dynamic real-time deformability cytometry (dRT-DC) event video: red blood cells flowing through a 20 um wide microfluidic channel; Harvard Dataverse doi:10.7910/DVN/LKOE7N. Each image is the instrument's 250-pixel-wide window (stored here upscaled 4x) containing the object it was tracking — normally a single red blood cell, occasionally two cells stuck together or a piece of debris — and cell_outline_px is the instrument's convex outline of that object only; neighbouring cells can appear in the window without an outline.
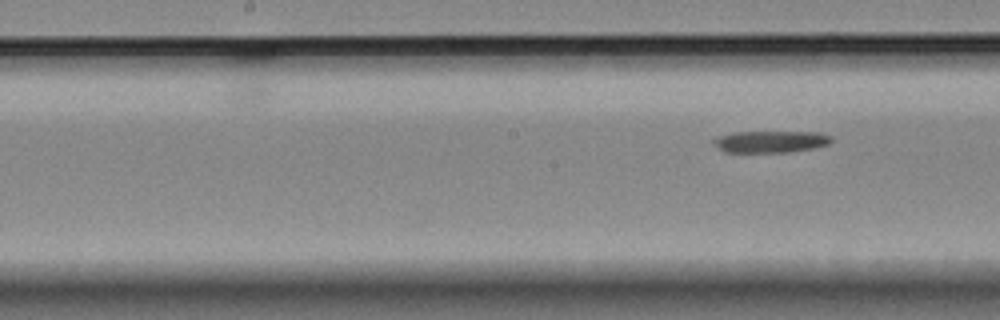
{"species": "Egyptian fruit bat (a non-hibernating species)", "species_latin": "Rousettus aegyptiacus", "temperature_condition": "room temperature", "stored_images_in_passage": 35, "segment_of_instrument_passage": [2, 2], "camera_frame_rate_fps": 3000, "um_per_image_px": 0.085, "animal": {"sex": "female"}, "frame": {"image": 1, "passage_image": 35, "time_ms": 11.333, "image_size_px": [1000, 320], "cell_outline_px": [[832, 140], [828, 144], [816, 148], [788, 152], [724, 152], [712, 144], [712, 140], [716, 136], [732, 132], [820, 132], [832, 136]], "centroid_in_image_um": [65.48, 12.03], "position_along_channel_um": 182.7, "area_um2": 15.2}}